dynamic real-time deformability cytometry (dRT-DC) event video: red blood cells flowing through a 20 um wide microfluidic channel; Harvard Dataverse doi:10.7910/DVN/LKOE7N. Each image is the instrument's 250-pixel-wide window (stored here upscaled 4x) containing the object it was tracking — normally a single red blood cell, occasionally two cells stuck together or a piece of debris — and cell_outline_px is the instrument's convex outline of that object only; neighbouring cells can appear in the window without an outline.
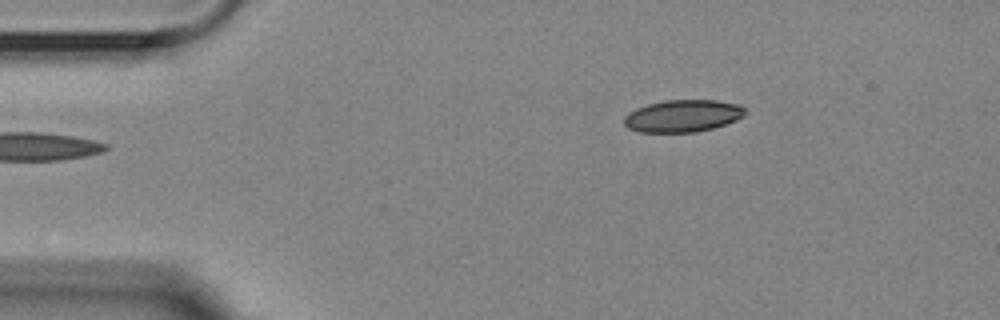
{"species": "Egyptian fruit bat (a non-hibernating species)", "species_latin": "Rousettus aegyptiacus", "temperature_condition": "room temperature", "stored_images_in_passage": 4, "camera_frame_rate_fps": 3000, "um_per_image_px": 0.085, "animal": {"sex": "female"}, "frame": {"image": 1, "passage_image": 4, "time_ms": 5.0, "image_size_px": [1000, 320], "cell_outline_px": [[748, 112], [744, 116], [736, 120], [712, 128], [696, 132], [640, 132], [628, 128], [624, 124], [624, 116], [628, 112], [636, 108], [648, 104], [664, 100], [716, 100], [740, 104]], "centroid_in_image_um": [58.04, 9.84], "position_along_channel_um": 27.0, "area_um2": 22.83}}